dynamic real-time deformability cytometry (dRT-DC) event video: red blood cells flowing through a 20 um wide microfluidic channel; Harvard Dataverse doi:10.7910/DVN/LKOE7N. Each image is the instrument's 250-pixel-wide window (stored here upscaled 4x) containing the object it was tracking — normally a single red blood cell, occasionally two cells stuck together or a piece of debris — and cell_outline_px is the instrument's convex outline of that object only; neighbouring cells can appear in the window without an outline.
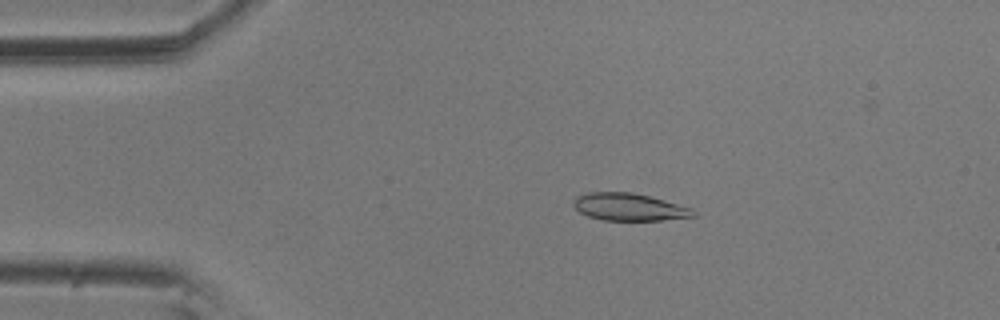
{"species": "common noctule bat (a hibernating species)", "species_latin": "Nyctalus noctula", "temperature_condition": "room temperature", "stored_images_in_passage": 5, "camera_frame_rate_fps": 3000, "um_per_image_px": 0.085, "animal": {"sex": "male", "body_mass_g": 20.5, "forearm_length_mm": 52.5}, "frame": {"image": 1, "passage_image": 3, "time_ms": 0.667, "image_size_px": [1000, 320], "cell_outline_px": [[696, 216], [660, 220], [604, 220], [588, 216], [580, 212], [572, 204], [572, 200], [576, 196], [588, 192], [632, 192], [664, 200], [692, 208], [696, 212]], "centroid_in_image_um": [53.45, 17.59], "position_along_channel_um": 31.5, "area_um2": 19.07}}
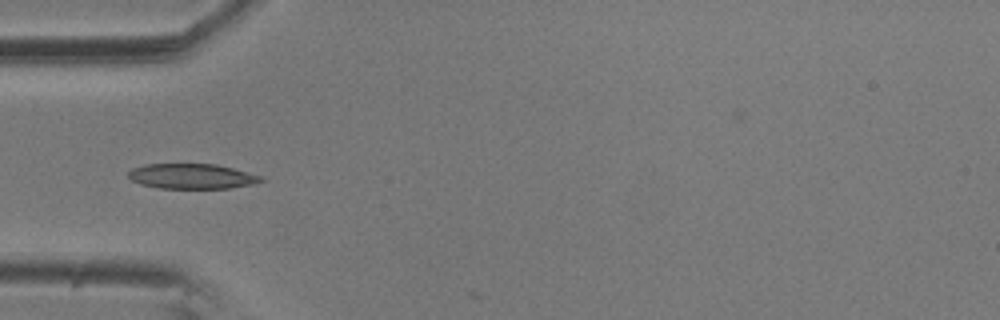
{"frame": {"image": 2, "passage_image": 5, "time_ms": 1.333, "image_size_px": [1000, 320], "cell_outline_px": [[264, 180], [252, 184], [228, 188], [160, 188], [140, 184], [132, 180], [128, 176], [128, 172], [132, 168], [144, 164], [216, 164], [232, 168], [260, 176]], "centroid_in_image_um": [16.25, 14.98], "position_along_channel_um": 68.7, "area_um2": 19.19}}